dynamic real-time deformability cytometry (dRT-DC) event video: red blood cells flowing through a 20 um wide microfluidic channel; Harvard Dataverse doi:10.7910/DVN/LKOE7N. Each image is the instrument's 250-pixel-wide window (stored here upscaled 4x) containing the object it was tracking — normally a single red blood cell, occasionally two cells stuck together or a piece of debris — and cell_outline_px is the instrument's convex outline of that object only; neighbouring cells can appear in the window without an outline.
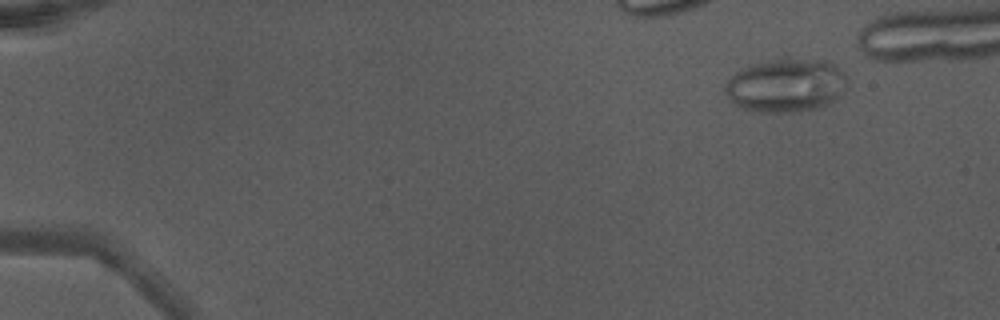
{"species": "Egyptian fruit bat (a non-hibernating species)", "species_latin": "Rousettus aegyptiacus", "temperature_condition": "warm", "stored_images_in_passage": 39, "camera_frame_rate_fps": 3000, "um_per_image_px": 0.085, "animal": {"sex": "male"}, "frame": {"image": 1, "passage_image": 1, "time_ms": 0.0, "image_size_px": [1000, 320], "cell_outline_px": [[848, 76], [844, 92], [840, 96], [828, 104], [820, 108], [792, 112], [764, 112], [744, 108], [736, 104], [724, 92], [724, 84], [740, 68], [748, 64], [768, 60], [828, 60], [836, 64]], "centroid_in_image_um": [66.84, 7.25], "position_along_channel_um": 18.2, "area_um2": 38.15}}